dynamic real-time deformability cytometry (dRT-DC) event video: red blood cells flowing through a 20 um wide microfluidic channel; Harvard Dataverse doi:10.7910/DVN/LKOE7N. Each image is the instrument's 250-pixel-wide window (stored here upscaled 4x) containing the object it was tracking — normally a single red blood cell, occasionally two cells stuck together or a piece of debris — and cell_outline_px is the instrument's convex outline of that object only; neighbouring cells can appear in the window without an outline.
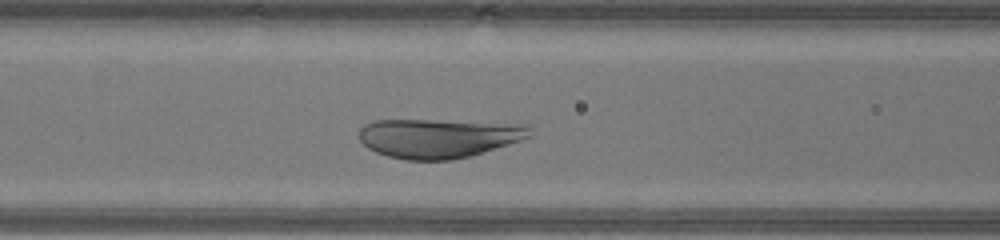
{"species": "human", "species_latin": "Homo sapiens", "temperature_condition": "warm", "stored_images_in_passage": 29, "camera_frame_rate_fps": 3000, "um_per_image_px": 0.085, "donor": {"sex": "male"}, "frame": {"image": 1, "passage_image": 10, "time_ms": 3.0, "image_size_px": [1000, 240], "cell_outline_px": [[532, 136], [472, 156], [452, 160], [404, 160], [388, 156], [376, 152], [368, 148], [360, 140], [360, 128], [364, 124], [372, 120], [432, 120], [528, 124]], "centroid_in_image_um": [37.27, 11.74], "position_along_channel_um": 129.3, "area_um2": 39.13}}
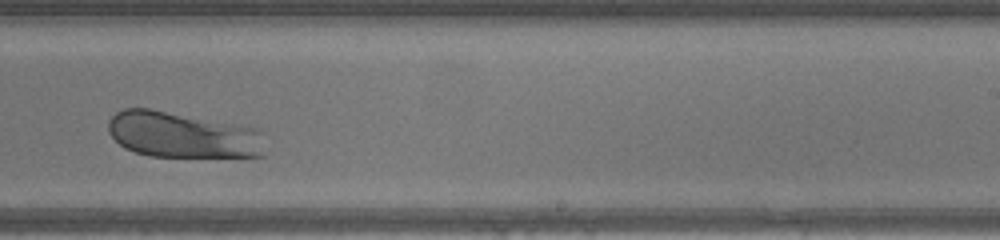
{"frame": {"image": 2, "passage_image": 20, "time_ms": 6.333, "image_size_px": [1000, 240], "cell_outline_px": [[264, 156], [152, 156], [136, 152], [124, 148], [108, 132], [108, 120], [116, 112], [124, 108], [152, 108], [260, 128], [264, 132]], "centroid_in_image_um": [15.55, 11.44], "position_along_channel_um": 273.5, "area_um2": 42.48}}
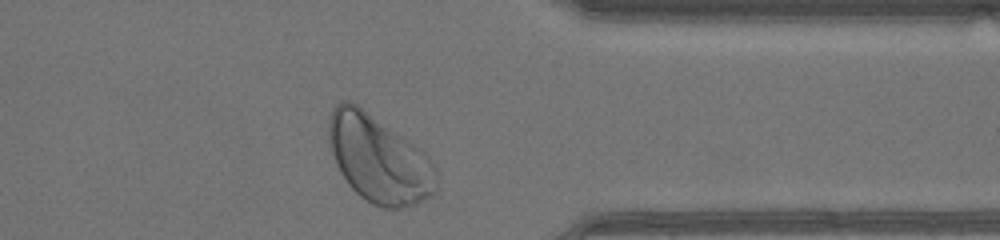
{"frame": {"image": 3, "passage_image": 28, "time_ms": 9.0, "image_size_px": [1000, 240], "cell_outline_px": [[436, 192], [432, 196], [416, 204], [400, 208], [384, 208], [372, 204], [360, 196], [348, 184], [340, 172], [336, 164], [328, 140], [328, 120], [332, 108], [340, 100], [348, 100], [356, 104], [424, 152], [428, 156], [436, 172]], "centroid_in_image_um": [32.17, 13.53], "position_along_channel_um": 379.2, "area_um2": 54.39}, "authors_computed_cell_mechanics": {"area_um2": 43.4656, "velocity_mm_per_s": 4.3484, "shape_relaxation_time_tau1_ms": 1.6268, "shape_relaxation_time_tau2_ms": null, "deformation_change_tau1": 0.107, "deformation_change_tau2": null}}